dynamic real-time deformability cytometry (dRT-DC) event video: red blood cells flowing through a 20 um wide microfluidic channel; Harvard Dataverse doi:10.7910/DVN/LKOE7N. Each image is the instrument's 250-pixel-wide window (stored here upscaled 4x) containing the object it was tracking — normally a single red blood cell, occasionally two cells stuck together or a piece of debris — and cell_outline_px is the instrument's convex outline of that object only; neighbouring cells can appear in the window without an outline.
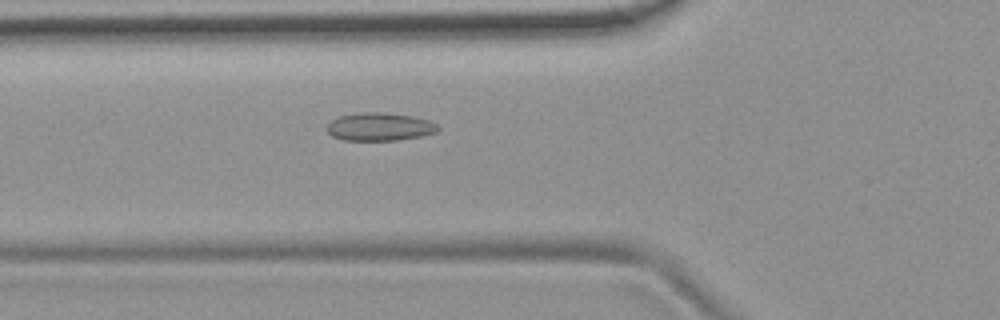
{"species": "common noctule bat (a hibernating species)", "species_latin": "Nyctalus noctula", "temperature_condition": "room temperature", "stored_images_in_passage": 37, "camera_frame_rate_fps": 3000, "um_per_image_px": 0.085, "animal": {"sex": "female", "body_mass_g": 19.9}, "frame": {"image": 1, "passage_image": 3, "time_ms": 0.667, "image_size_px": [1000, 320], "cell_outline_px": [[440, 128], [436, 132], [420, 136], [396, 140], [344, 140], [332, 136], [324, 128], [332, 120], [340, 116], [360, 112], [384, 112], [412, 116], [428, 120], [436, 124]], "centroid_in_image_um": [32.24, 10.77], "position_along_channel_um": 93.6, "area_um2": 18.09}}
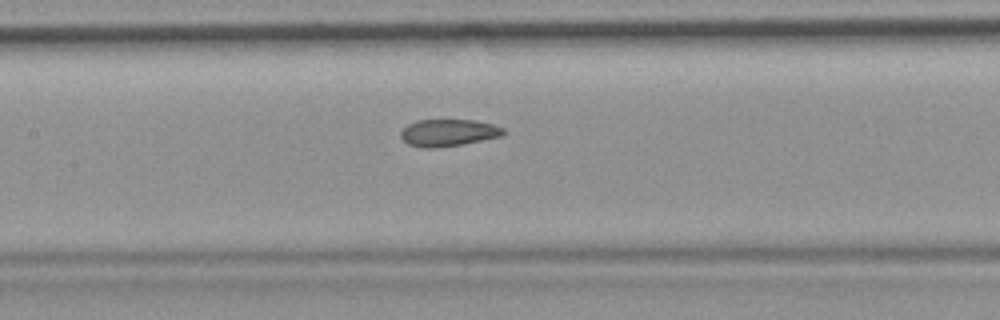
{"frame": {"image": 2, "passage_image": 9, "time_ms": 2.667, "image_size_px": [1000, 320], "cell_outline_px": [[504, 132], [500, 136], [460, 144], [432, 148], [424, 148], [408, 144], [400, 136], [400, 132], [408, 124], [416, 120], [476, 120], [492, 124], [504, 128]], "centroid_in_image_um": [38.07, 11.27], "position_along_channel_um": 169.3, "area_um2": 15.9}}
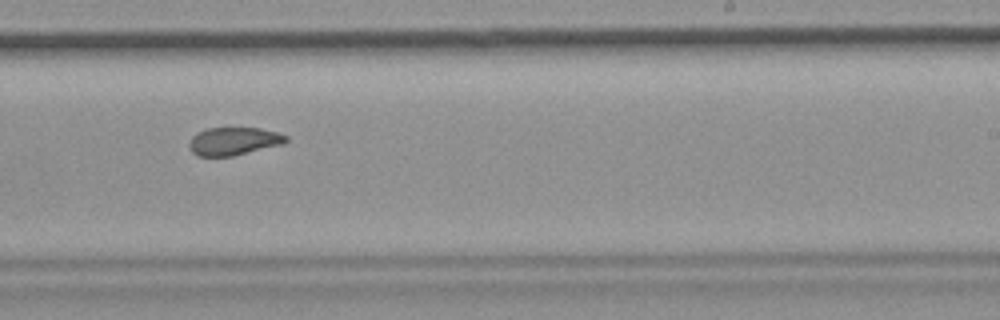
{"frame": {"image": 3, "passage_image": 17, "time_ms": 5.333, "image_size_px": [1000, 320], "cell_outline_px": [[288, 140], [284, 144], [232, 156], [196, 156], [192, 152], [188, 144], [192, 136], [208, 128], [260, 128], [276, 132], [288, 136]], "centroid_in_image_um": [19.88, 12.01], "position_along_channel_um": 269.1, "area_um2": 15.72}, "authors_computed_cell_mechanics": {"area_um2": 16.762, "velocity_mm_per_s": 3.7684, "shape_relaxation_time_tau1_ms": null, "shape_relaxation_time_tau2_ms": 2.1704, "deformation_change_tau1": null, "deformation_change_tau2": 0.0603}}